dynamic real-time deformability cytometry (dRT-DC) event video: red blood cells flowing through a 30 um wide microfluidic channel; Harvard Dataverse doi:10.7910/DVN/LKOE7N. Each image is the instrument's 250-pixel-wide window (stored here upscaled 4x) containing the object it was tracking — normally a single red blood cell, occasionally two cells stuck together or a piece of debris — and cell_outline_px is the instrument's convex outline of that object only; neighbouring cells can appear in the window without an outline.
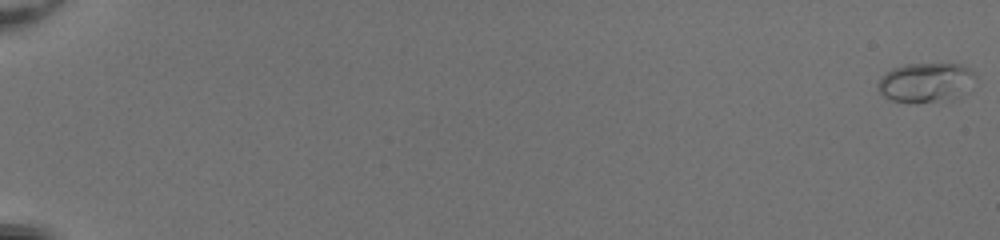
{"species": "common noctule bat (a hibernating species)", "species_latin": "Nyctalus noctula", "temperature_condition": "room temperature", "stored_images_in_passage": 53, "camera_frame_rate_fps": 3000, "um_per_image_px": 0.085, "animal": {"sex": "female", "body_mass_g": 20.0, "forearm_length_mm": 54.0}, "frame": {"image": 1, "passage_image": 1, "time_ms": 0.0, "image_size_px": [1000, 240], "cell_outline_px": [[976, 76], [936, 100], [892, 100], [884, 96], [876, 88], [880, 80], [892, 68], [904, 64], [960, 64], [976, 72]], "centroid_in_image_um": [78.48, 6.89], "position_along_channel_um": 6.5, "area_um2": 19.88}}
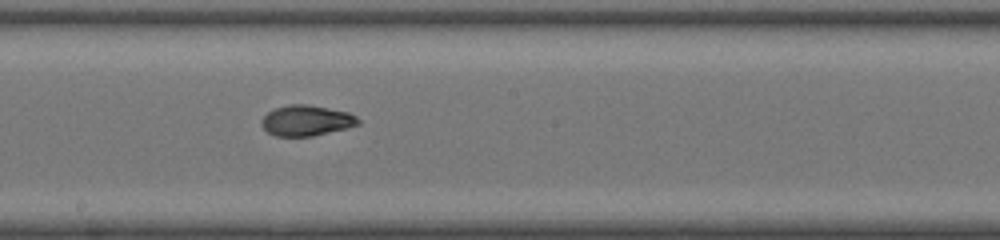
{"frame": {"image": 2, "passage_image": 33, "time_ms": 10.667, "image_size_px": [1000, 240], "cell_outline_px": [[360, 124], [348, 128], [312, 136], [276, 136], [268, 132], [260, 124], [260, 120], [268, 112], [276, 108], [288, 104], [308, 104], [348, 112], [356, 116], [360, 120]], "centroid_in_image_um": [26.05, 10.24], "position_along_channel_um": 222.2, "area_um2": 17.28}}
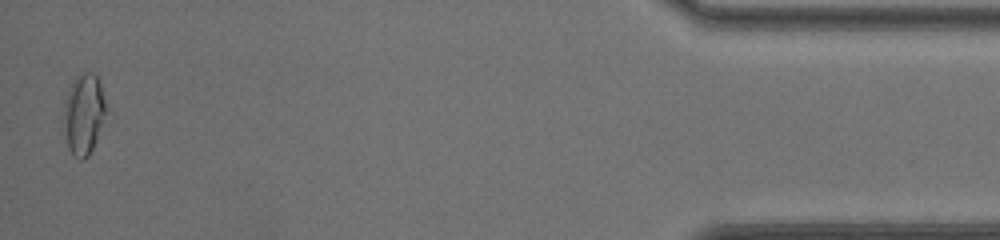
{"frame": {"image": 3, "passage_image": 53, "time_ms": 17.333, "image_size_px": [1000, 240], "cell_outline_px": [[108, 108], [96, 140], [88, 156], [84, 160], [80, 160], [72, 156], [68, 148], [64, 132], [64, 100], [68, 88], [72, 80], [80, 72], [92, 72], [96, 76], [100, 84]], "centroid_in_image_um": [7.11, 9.69], "position_along_channel_um": 428.1, "area_um2": 20.29}, "authors_computed_cell_mechanics": {"area_um2": 17.3978, "velocity_mm_per_s": 4.1646, "shape_relaxation_time_tau1_ms": null, "shape_relaxation_time_tau2_ms": 1.1328, "deformation_change_tau1": null, "deformation_change_tau2": 0.0549}}